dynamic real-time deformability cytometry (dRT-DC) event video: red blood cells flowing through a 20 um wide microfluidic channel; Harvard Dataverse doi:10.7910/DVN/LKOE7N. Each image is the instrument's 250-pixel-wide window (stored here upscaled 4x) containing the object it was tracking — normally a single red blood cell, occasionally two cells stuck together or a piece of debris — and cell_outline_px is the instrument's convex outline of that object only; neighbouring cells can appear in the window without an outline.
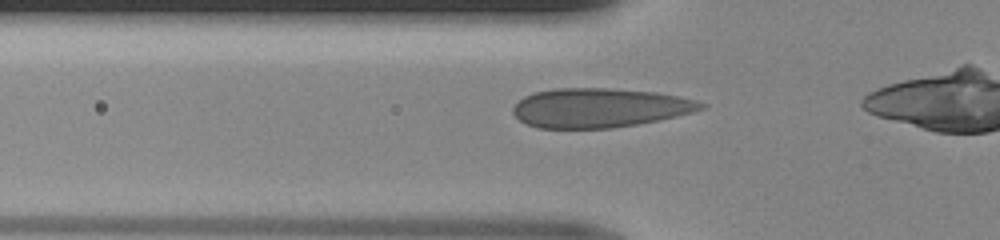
{"species": "human", "species_latin": "Homo sapiens", "temperature_condition": "room temperature", "stored_images_in_passage": 32, "camera_frame_rate_fps": 3000, "um_per_image_px": 0.085, "donor": {"sex": "male"}, "frame": {"image": 1, "passage_image": 9, "time_ms": 2.667, "image_size_px": [1000, 240], "cell_outline_px": [[708, 108], [676, 116], [636, 124], [612, 128], [536, 128], [520, 120], [512, 112], [512, 108], [524, 96], [536, 92], [556, 88], [608, 88], [656, 92], [680, 96], [696, 100], [708, 104]], "centroid_in_image_um": [50.99, 9.16], "position_along_channel_um": 74.8, "area_um2": 43.0}}
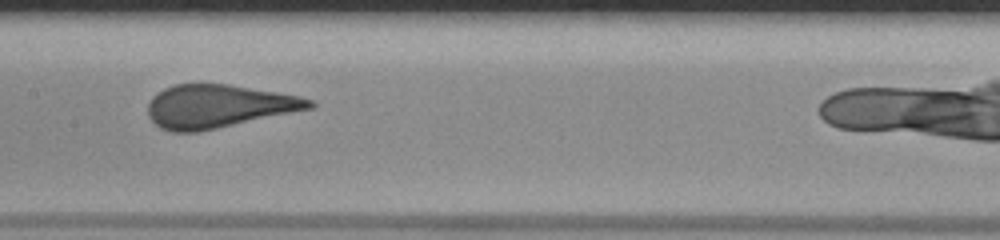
{"frame": {"image": 2, "passage_image": 17, "time_ms": 5.333, "image_size_px": [1000, 240], "cell_outline_px": [[316, 104], [312, 108], [200, 132], [172, 132], [160, 128], [148, 116], [148, 104], [152, 96], [164, 88], [176, 84], [228, 84], [300, 96], [312, 100]], "centroid_in_image_um": [18.54, 9.04], "position_along_channel_um": 188.9, "area_um2": 40.58}}
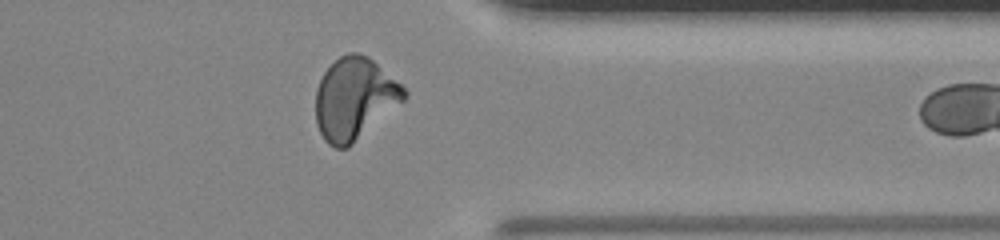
{"frame": {"image": 3, "passage_image": 31, "time_ms": 10.0, "image_size_px": [1000, 240], "cell_outline_px": [[408, 96], [404, 100], [348, 148], [336, 148], [328, 144], [324, 140], [316, 124], [316, 88], [324, 72], [340, 56], [348, 52], [356, 52], [368, 56], [400, 84], [408, 92]], "centroid_in_image_um": [30.12, 8.4], "position_along_channel_um": 381.3, "area_um2": 41.91}}